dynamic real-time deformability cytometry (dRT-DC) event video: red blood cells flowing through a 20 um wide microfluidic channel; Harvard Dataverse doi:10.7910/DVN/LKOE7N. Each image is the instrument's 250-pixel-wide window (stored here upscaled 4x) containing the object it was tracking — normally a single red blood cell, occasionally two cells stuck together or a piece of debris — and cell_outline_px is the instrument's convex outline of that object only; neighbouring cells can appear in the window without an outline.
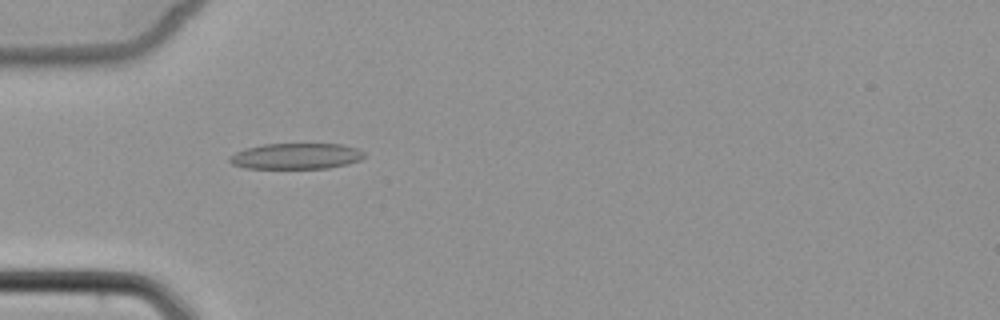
{"species": "common noctule bat (a hibernating species)", "species_latin": "Nyctalus noctula", "temperature_condition": "cold", "stored_images_in_passage": 8, "camera_frame_rate_fps": 3000, "um_per_image_px": 0.085, "animal": {"sex": "female", "body_mass_g": 22.7, "forearm_length_mm": 54.2}, "frame": {"image": 1, "passage_image": 5, "time_ms": 4.667, "image_size_px": [1000, 320], "cell_outline_px": [[364, 156], [360, 160], [348, 164], [328, 168], [244, 168], [232, 164], [228, 160], [228, 156], [244, 148], [264, 144], [340, 144], [356, 148], [364, 152]], "centroid_in_image_um": [25.13, 13.27], "position_along_channel_um": 59.9, "area_um2": 20.35}}
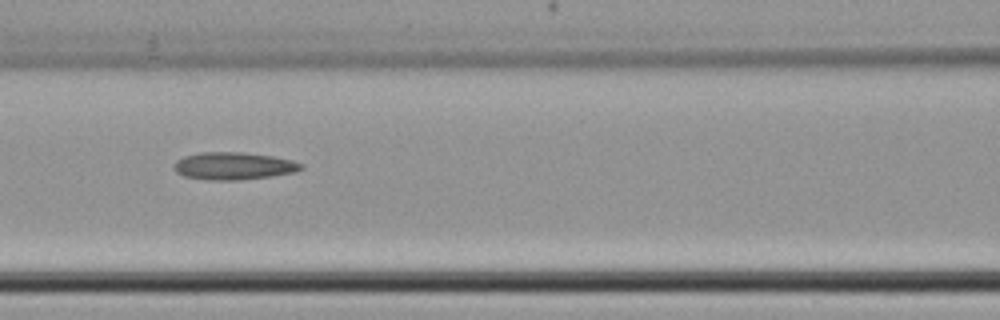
{"frame": {"image": 2, "passage_image": 7, "time_ms": 7.0, "image_size_px": [1000, 320], "cell_outline_px": [[304, 168], [296, 172], [272, 176], [240, 180], [208, 180], [184, 176], [176, 172], [176, 160], [184, 156], [200, 152], [244, 152], [272, 156], [292, 160], [304, 164]], "centroid_in_image_um": [19.91, 14.1], "position_along_channel_um": 146.7, "area_um2": 20.4}}
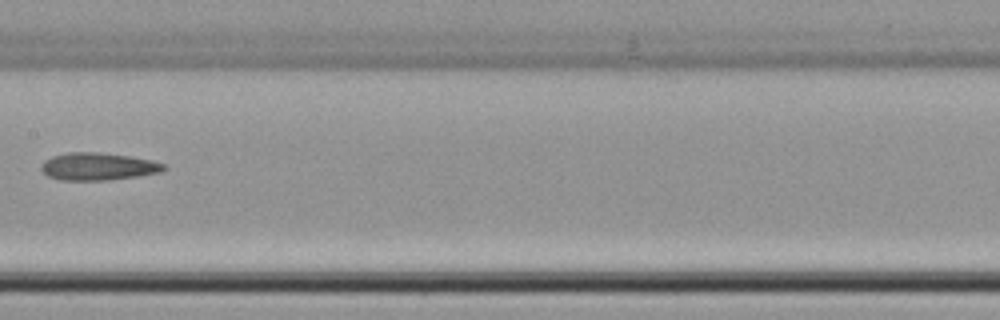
{"frame": {"image": 3, "passage_image": 8, "time_ms": 8.333, "image_size_px": [1000, 320], "cell_outline_px": [[168, 168], [160, 172], [136, 176], [108, 180], [60, 180], [48, 176], [40, 168], [40, 164], [44, 160], [52, 156], [68, 152], [100, 152], [128, 156], [152, 160], [164, 164]], "centroid_in_image_um": [8.31, 14.14], "position_along_channel_um": 199.1, "area_um2": 19.65}}